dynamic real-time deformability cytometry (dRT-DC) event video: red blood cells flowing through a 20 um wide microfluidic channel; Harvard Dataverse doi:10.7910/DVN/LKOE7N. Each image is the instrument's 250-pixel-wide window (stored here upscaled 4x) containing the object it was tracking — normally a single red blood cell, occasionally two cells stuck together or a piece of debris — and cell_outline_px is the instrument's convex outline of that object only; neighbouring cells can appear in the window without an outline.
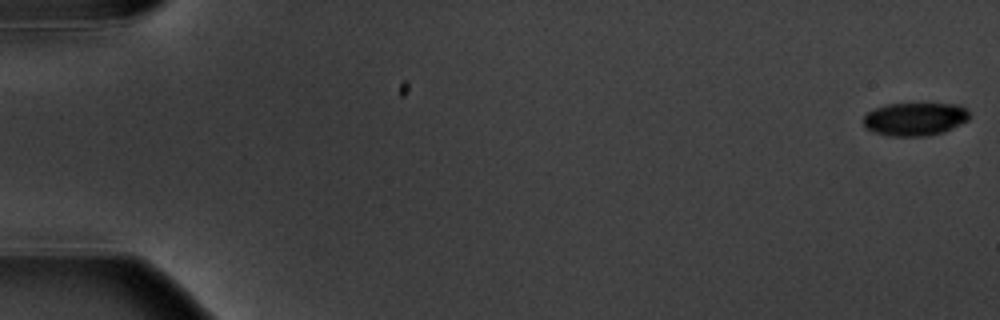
{"species": "common noctule bat (a hibernating species)", "species_latin": "Nyctalus noctula", "temperature_condition": "warm", "stored_images_in_passage": 6, "segment_of_instrument_passage": [1, 2], "camera_frame_rate_fps": 3000, "um_per_image_px": 0.085, "animal": {"sex": "male", "body_mass_g": 20.1, "forearm_length_mm": 53.5}, "frame": {"image": 1, "passage_image": 1, "time_ms": 0.0, "image_size_px": [1000, 320], "cell_outline_px": [[972, 116], [968, 120], [944, 132], [928, 136], [888, 136], [872, 132], [864, 128], [864, 116], [868, 112], [876, 108], [888, 104], [960, 104]], "centroid_in_image_um": [77.77, 10.13], "position_along_channel_um": 7.2, "area_um2": 20.58}}
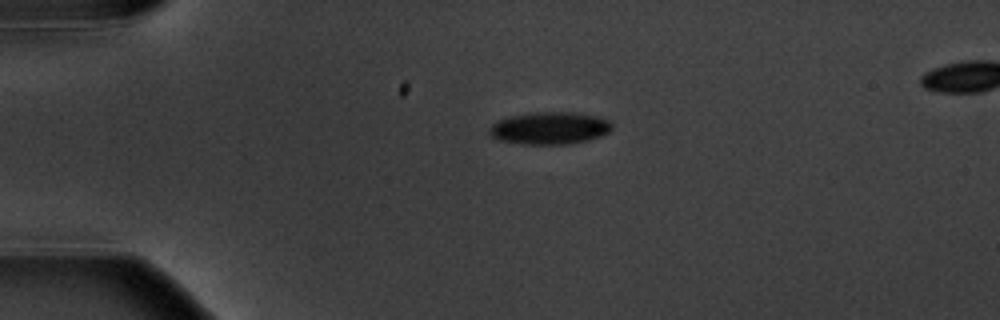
{"frame": {"image": 2, "passage_image": 4, "time_ms": 4.333, "image_size_px": [1000, 320], "cell_outline_px": [[612, 128], [608, 132], [600, 136], [588, 140], [568, 144], [524, 144], [500, 140], [488, 136], [488, 128], [496, 120], [508, 116], [528, 112], [576, 112], [596, 116], [612, 120]], "centroid_in_image_um": [46.69, 10.87], "position_along_channel_um": 38.3, "area_um2": 23.52}}